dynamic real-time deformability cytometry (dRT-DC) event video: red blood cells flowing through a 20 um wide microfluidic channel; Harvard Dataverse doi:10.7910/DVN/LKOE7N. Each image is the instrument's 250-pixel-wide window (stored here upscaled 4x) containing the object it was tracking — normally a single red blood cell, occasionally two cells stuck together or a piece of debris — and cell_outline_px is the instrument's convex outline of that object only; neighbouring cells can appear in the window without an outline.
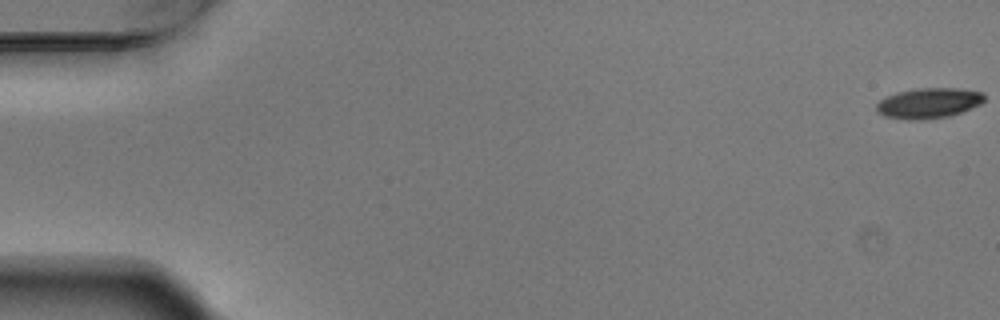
{"species": "Egyptian fruit bat (a non-hibernating species)", "species_latin": "Rousettus aegyptiacus", "temperature_condition": "warm", "stored_images_in_passage": 5, "camera_frame_rate_fps": 3000, "um_per_image_px": 0.085, "animal": {"sex": "male"}, "frame": {"image": 1, "passage_image": 1, "time_ms": 0.0, "image_size_px": [1000, 320], "cell_outline_px": [[984, 100], [980, 104], [960, 112], [948, 116], [924, 120], [908, 120], [884, 116], [876, 112], [876, 104], [880, 100], [896, 92], [916, 88], [956, 88], [980, 92], [984, 96]], "centroid_in_image_um": [78.88, 8.77], "position_along_channel_um": 6.1, "area_um2": 19.02}}
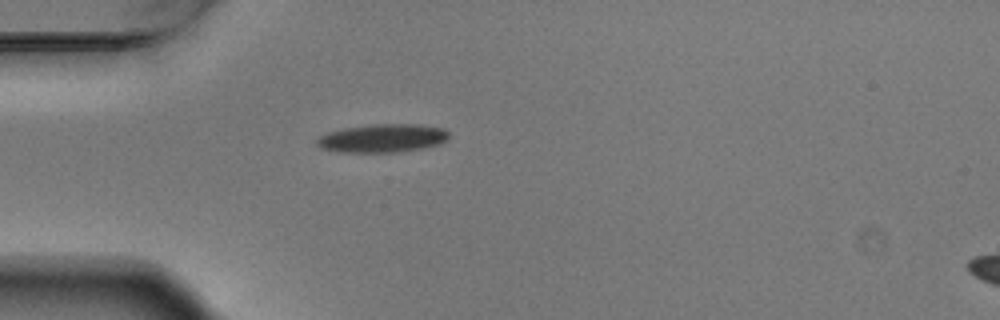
{"frame": {"image": 2, "passage_image": 5, "time_ms": 1.333, "image_size_px": [1000, 320], "cell_outline_px": [[448, 140], [440, 144], [424, 148], [400, 152], [340, 152], [320, 148], [316, 144], [316, 140], [320, 136], [328, 132], [344, 128], [372, 124], [420, 124], [444, 128], [448, 132]], "centroid_in_image_um": [32.54, 11.75], "position_along_channel_um": 52.5, "area_um2": 22.02}}